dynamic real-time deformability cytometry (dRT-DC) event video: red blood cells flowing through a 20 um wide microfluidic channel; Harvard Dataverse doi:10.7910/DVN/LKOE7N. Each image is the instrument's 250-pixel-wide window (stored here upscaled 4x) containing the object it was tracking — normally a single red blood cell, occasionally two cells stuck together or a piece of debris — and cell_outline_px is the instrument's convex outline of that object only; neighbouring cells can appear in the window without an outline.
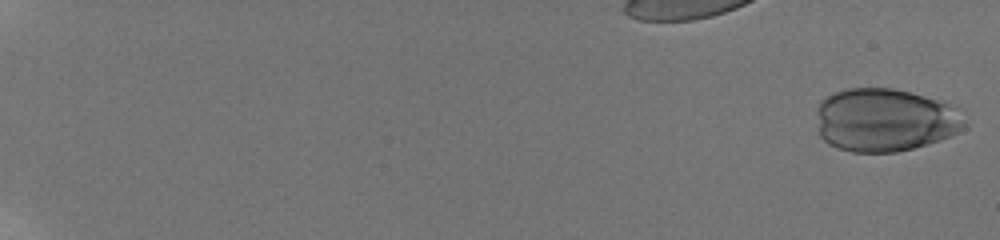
{"species": "human", "species_latin": "Homo sapiens", "temperature_condition": "room temperature", "stored_images_in_passage": 80, "camera_frame_rate_fps": 3000, "um_per_image_px": 0.085, "donor": {"sex": "male"}, "frame": {"image": 1, "passage_image": 1, "time_ms": 0.0, "image_size_px": [1000, 240], "cell_outline_px": [[968, 128], [940, 140], [912, 148], [896, 152], [852, 152], [836, 148], [828, 144], [820, 136], [816, 128], [816, 108], [820, 100], [824, 96], [832, 92], [848, 88], [892, 88], [944, 100], [948, 104]], "centroid_in_image_um": [75.12, 10.19], "position_along_channel_um": 9.9, "area_um2": 54.91}}
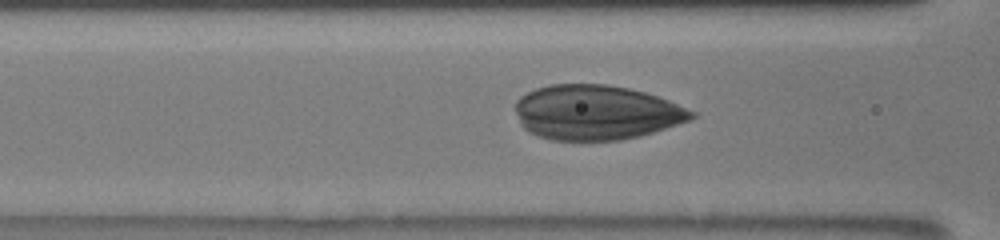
{"frame": {"image": 2, "passage_image": 35, "time_ms": 9.0, "image_size_px": [1000, 240], "cell_outline_px": [[696, 116], [692, 120], [640, 136], [620, 140], [552, 140], [528, 132], [520, 124], [516, 112], [516, 100], [520, 96], [536, 88], [548, 84], [608, 84], [628, 88], [644, 92], [668, 100], [696, 112]], "centroid_in_image_um": [50.67, 9.55], "position_along_channel_um": 115.9, "area_um2": 56.36}}
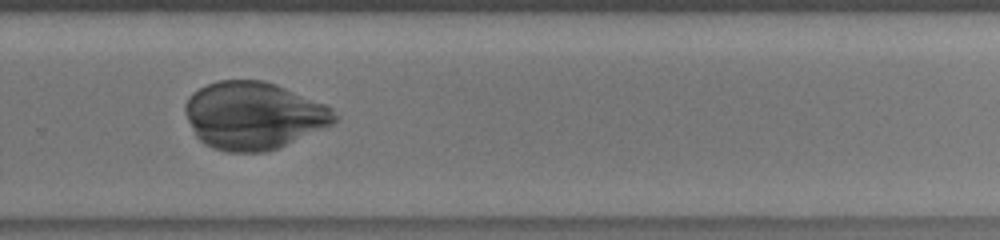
{"frame": {"image": 3, "passage_image": 58, "time_ms": 14.0, "image_size_px": [1000, 240], "cell_outline_px": [[336, 120], [332, 124], [280, 148], [268, 152], [228, 152], [212, 148], [204, 144], [196, 136], [184, 112], [184, 104], [188, 96], [192, 92], [208, 84], [220, 80], [264, 80], [276, 84], [324, 104], [332, 108], [336, 116]], "centroid_in_image_um": [21.52, 9.83], "position_along_channel_um": 308.3, "area_um2": 58.78}}